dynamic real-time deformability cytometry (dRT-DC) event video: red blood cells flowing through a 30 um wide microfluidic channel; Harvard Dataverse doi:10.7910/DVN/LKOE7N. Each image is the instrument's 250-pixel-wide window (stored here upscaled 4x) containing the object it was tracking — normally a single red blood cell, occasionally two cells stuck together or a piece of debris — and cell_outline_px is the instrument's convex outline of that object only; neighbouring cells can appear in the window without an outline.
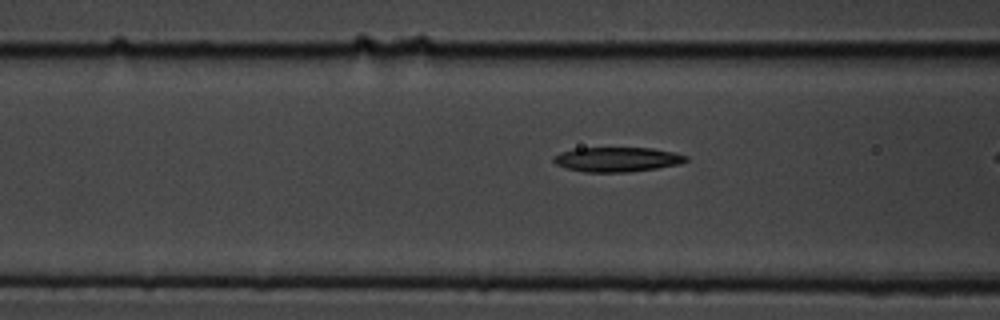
{"species": "common noctule bat (a hibernating species)", "species_latin": "Nyctalus noctula", "temperature_condition": "cold", "stored_images_in_passage": 13, "camera_frame_rate_fps": 3000, "um_per_image_px": 0.085, "animal": {"sex": "male", "body_mass_g": 19.5, "forearm_length_mm": 54.6}, "frame": {"image": 1, "passage_image": 10, "time_ms": 3.0, "image_size_px": [1000, 320], "cell_outline_px": [[688, 160], [680, 164], [656, 168], [628, 172], [584, 172], [568, 168], [556, 164], [552, 160], [552, 156], [560, 152], [572, 148], [652, 148], [672, 152], [688, 156]], "centroid_in_image_um": [52.42, 13.54], "position_along_channel_um": 114.2, "area_um2": 19.02}}